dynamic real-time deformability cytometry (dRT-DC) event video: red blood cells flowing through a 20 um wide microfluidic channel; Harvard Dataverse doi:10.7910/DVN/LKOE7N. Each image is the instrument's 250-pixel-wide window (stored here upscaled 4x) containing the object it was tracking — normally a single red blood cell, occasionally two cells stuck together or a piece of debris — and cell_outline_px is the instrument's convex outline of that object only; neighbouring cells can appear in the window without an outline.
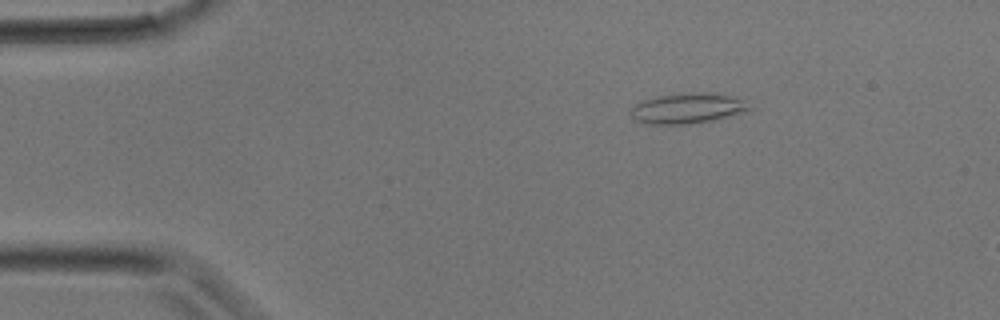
{"species": "common noctule bat (a hibernating species)", "species_latin": "Nyctalus noctula", "temperature_condition": "room temperature", "stored_images_in_passage": 27, "camera_frame_rate_fps": 3000, "um_per_image_px": 0.085, "animal": {"sex": "male", "body_mass_g": 17.9}, "frame": {"image": 1, "passage_image": 1, "time_ms": 0.0, "image_size_px": [1000, 320], "cell_outline_px": [[752, 108], [744, 112], [712, 120], [692, 124], [644, 124], [636, 120], [632, 116], [632, 108], [636, 104], [644, 100], [660, 96], [696, 92], [704, 92], [732, 96], [744, 100]], "centroid_in_image_um": [58.46, 9.22], "position_along_channel_um": 26.5, "area_um2": 20.69}}
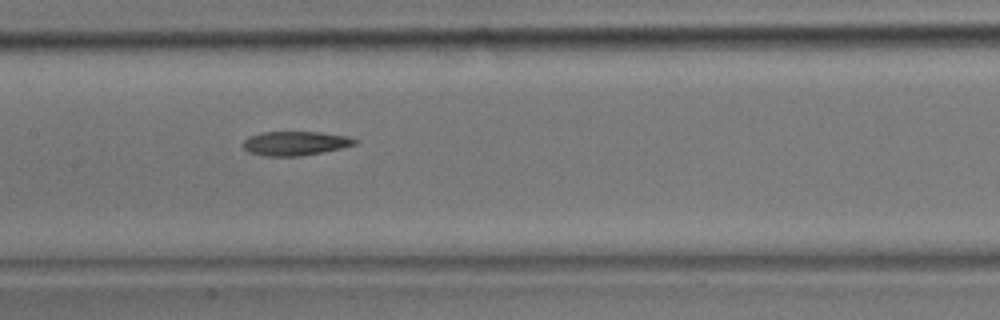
{"frame": {"image": 2, "passage_image": 11, "time_ms": 3.333, "image_size_px": [1000, 320], "cell_outline_px": [[356, 144], [340, 148], [300, 156], [264, 156], [248, 152], [240, 144], [248, 136], [260, 132], [320, 132], [348, 136], [356, 140]], "centroid_in_image_um": [25.02, 12.18], "position_along_channel_um": 182.4, "area_um2": 15.72}}
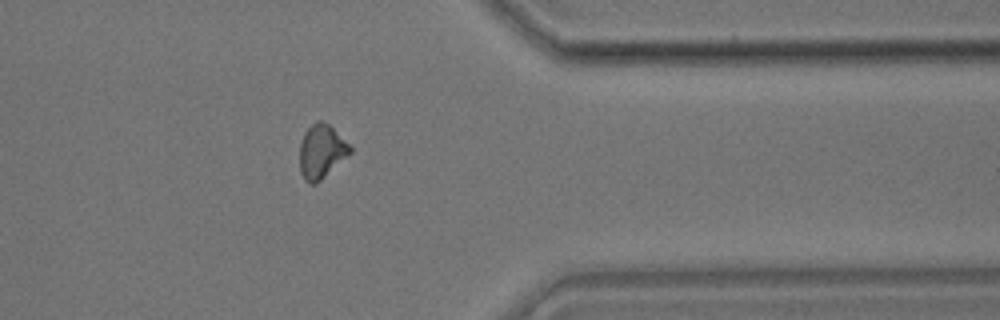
{"frame": {"image": 3, "passage_image": 21, "time_ms": 6.667, "image_size_px": [1000, 320], "cell_outline_px": [[352, 152], [316, 184], [308, 184], [304, 180], [300, 172], [300, 144], [304, 132], [316, 120], [320, 120], [328, 124], [352, 148]], "centroid_in_image_um": [27.29, 12.89], "position_along_channel_um": 384.1, "area_um2": 15.66}}